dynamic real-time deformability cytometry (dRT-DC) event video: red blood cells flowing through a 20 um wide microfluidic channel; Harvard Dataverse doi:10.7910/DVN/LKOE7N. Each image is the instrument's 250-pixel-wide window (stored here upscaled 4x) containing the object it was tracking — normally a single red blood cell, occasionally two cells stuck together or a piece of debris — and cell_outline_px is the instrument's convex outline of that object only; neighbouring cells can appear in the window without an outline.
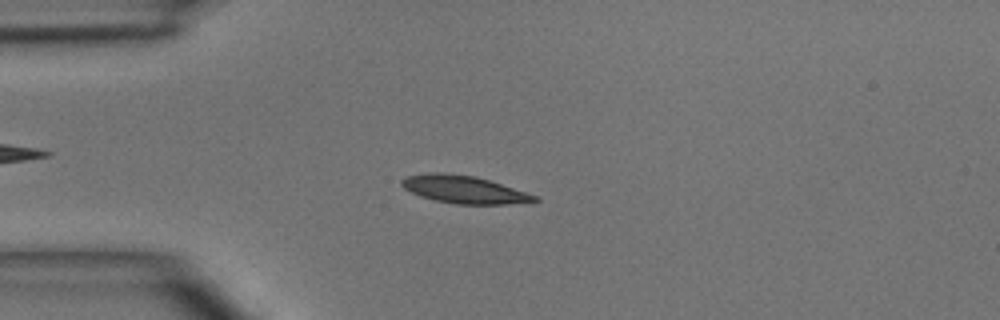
{"species": "common noctule bat (a hibernating species)", "species_latin": "Nyctalus noctula", "temperature_condition": "room temperature", "stored_images_in_passage": 5, "camera_frame_rate_fps": 3000, "um_per_image_px": 0.085, "animal": {"sex": "male", "body_mass_g": 15.6}, "frame": {"image": 1, "passage_image": 3, "time_ms": 2.333, "image_size_px": [1000, 320], "cell_outline_px": [[540, 200], [508, 204], [456, 204], [436, 200], [420, 196], [404, 188], [400, 184], [400, 180], [408, 176], [428, 172], [444, 172], [476, 176], [536, 196]], "centroid_in_image_um": [39.37, 16.09], "position_along_channel_um": 45.6, "area_um2": 21.1}}